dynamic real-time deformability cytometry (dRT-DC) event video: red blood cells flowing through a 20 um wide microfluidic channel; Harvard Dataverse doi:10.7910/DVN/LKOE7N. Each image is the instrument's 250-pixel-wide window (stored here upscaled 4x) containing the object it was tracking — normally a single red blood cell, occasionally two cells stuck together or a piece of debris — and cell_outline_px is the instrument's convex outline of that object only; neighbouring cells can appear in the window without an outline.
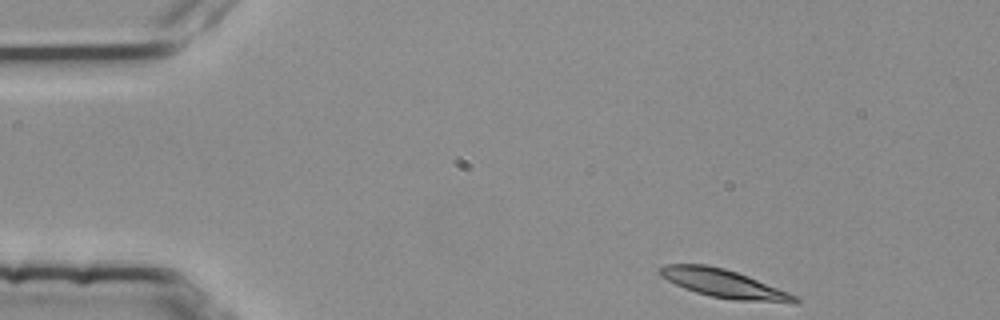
{"species": "common noctule bat (a hibernating species)", "species_latin": "Nyctalus noctula", "temperature_condition": "room temperature", "stored_images_in_passage": 3, "camera_frame_rate_fps": 3000, "um_per_image_px": 0.085, "animal": {"sex": "female", "body_mass_g": 25.1}, "frame": {"image": 1, "passage_image": 1, "time_ms": 0.0, "image_size_px": [1000, 320], "cell_outline_px": [[800, 304], [792, 304], [736, 300], [712, 296], [696, 292], [684, 288], [660, 276], [656, 272], [664, 264], [704, 264], [724, 268], [748, 276], [788, 292], [796, 296], [800, 300]], "centroid_in_image_um": [61.56, 24.12], "position_along_channel_um": 23.4, "area_um2": 22.31}}
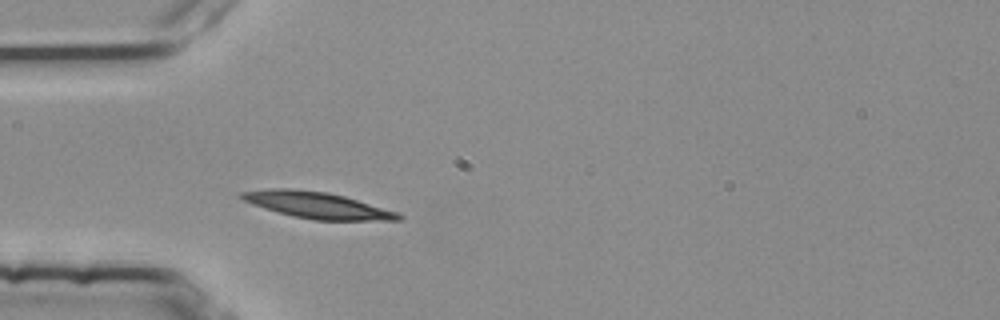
{"frame": {"image": 2, "passage_image": 3, "time_ms": 0.667, "image_size_px": [1000, 320], "cell_outline_px": [[404, 220], [312, 220], [292, 216], [264, 208], [252, 204], [236, 196], [240, 192], [268, 188], [292, 188], [328, 192], [344, 196], [400, 212], [404, 216]], "centroid_in_image_um": [26.97, 17.43], "position_along_channel_um": 58.0, "area_um2": 24.39}}